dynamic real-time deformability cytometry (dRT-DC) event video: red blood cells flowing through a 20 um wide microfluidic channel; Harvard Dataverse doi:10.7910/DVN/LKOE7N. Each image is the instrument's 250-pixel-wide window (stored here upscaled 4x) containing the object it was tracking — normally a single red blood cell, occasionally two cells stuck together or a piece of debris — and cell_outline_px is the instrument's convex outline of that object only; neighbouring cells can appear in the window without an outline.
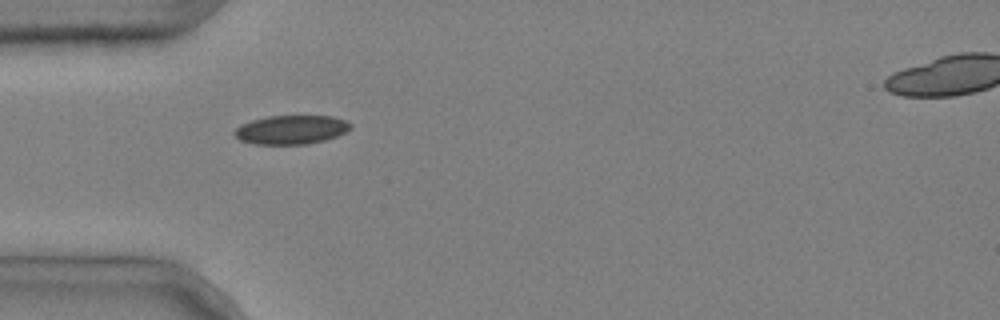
{"species": "common noctule bat (a hibernating species)", "species_latin": "Nyctalus noctula", "temperature_condition": "cold", "stored_images_in_passage": 6, "camera_frame_rate_fps": 3000, "um_per_image_px": 0.085, "animal": {"sex": "male", "body_mass_g": 20.4}, "frame": {"image": 1, "passage_image": 5, "time_ms": 1.333, "image_size_px": [1000, 320], "cell_outline_px": [[352, 128], [336, 136], [324, 140], [308, 144], [256, 144], [240, 140], [232, 132], [240, 124], [252, 120], [268, 116], [332, 116], [348, 120], [352, 124]], "centroid_in_image_um": [24.76, 11.02], "position_along_channel_um": 60.2, "area_um2": 19.59}}